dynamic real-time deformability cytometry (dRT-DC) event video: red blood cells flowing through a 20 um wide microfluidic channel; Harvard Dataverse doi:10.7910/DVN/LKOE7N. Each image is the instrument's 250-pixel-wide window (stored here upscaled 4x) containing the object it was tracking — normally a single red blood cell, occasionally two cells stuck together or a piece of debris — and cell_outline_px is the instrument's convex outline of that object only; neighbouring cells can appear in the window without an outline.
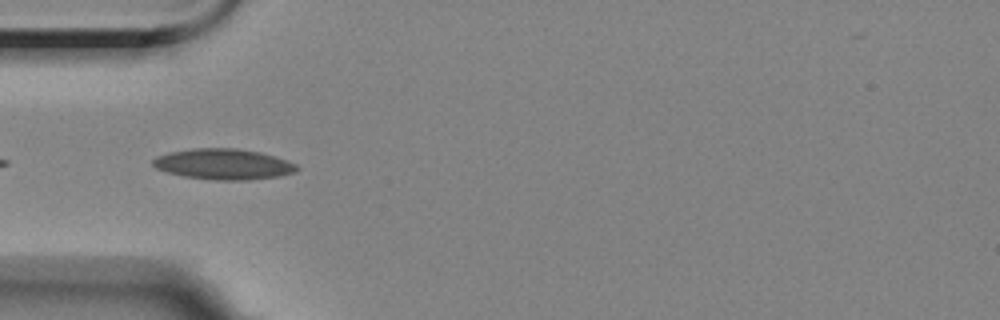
{"species": "Egyptian fruit bat (a non-hibernating species)", "species_latin": "Rousettus aegyptiacus", "temperature_condition": "room temperature", "stored_images_in_passage": 8, "camera_frame_rate_fps": 3000, "um_per_image_px": 0.085, "animal": {"sex": "female"}, "frame": {"image": 1, "passage_image": 5, "time_ms": 4.667, "image_size_px": [1000, 320], "cell_outline_px": [[300, 168], [296, 172], [276, 176], [248, 180], [216, 180], [184, 176], [168, 172], [156, 168], [152, 164], [152, 160], [156, 156], [168, 152], [192, 148], [236, 148], [260, 152], [288, 160], [296, 164]], "centroid_in_image_um": [19.0, 13.94], "position_along_channel_um": 66.0, "area_um2": 25.78}}
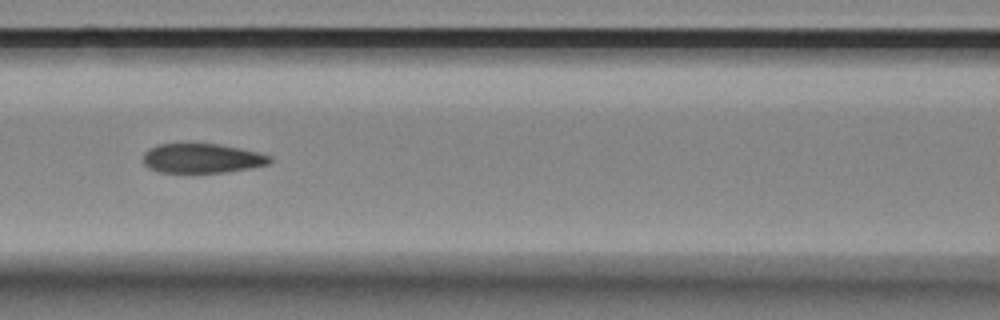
{"frame": {"image": 2, "passage_image": 7, "time_ms": 7.0, "image_size_px": [1000, 320], "cell_outline_px": [[272, 160], [268, 164], [248, 168], [224, 172], [156, 172], [148, 168], [144, 164], [144, 152], [148, 148], [160, 144], [220, 144], [240, 148], [272, 156]], "centroid_in_image_um": [17.14, 13.45], "position_along_channel_um": 149.5, "area_um2": 21.62}}
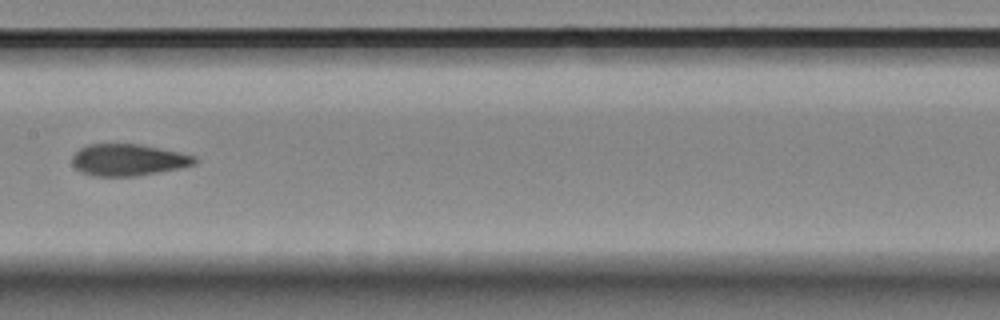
{"frame": {"image": 3, "passage_image": 8, "time_ms": 8.333, "image_size_px": [1000, 320], "cell_outline_px": [[196, 164], [180, 168], [136, 176], [92, 176], [80, 172], [72, 164], [72, 156], [80, 148], [88, 144], [140, 144], [180, 152], [196, 156]], "centroid_in_image_um": [10.89, 13.59], "position_along_channel_um": 196.5, "area_um2": 22.72}}